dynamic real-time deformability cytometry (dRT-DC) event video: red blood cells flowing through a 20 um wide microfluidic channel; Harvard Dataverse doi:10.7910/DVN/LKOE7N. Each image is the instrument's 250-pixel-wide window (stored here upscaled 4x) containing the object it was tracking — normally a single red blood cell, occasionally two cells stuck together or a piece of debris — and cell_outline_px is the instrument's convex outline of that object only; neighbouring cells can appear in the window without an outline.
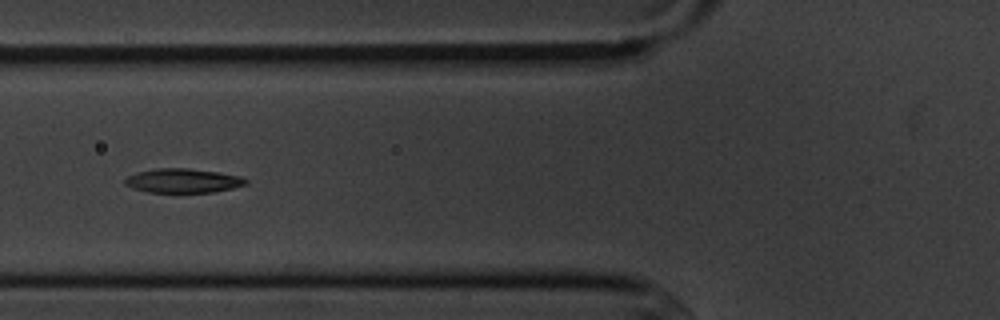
{"species": "common noctule bat (a hibernating species)", "species_latin": "Nyctalus noctula", "temperature_condition": "cold", "stored_images_in_passage": 8, "camera_frame_rate_fps": 3000, "um_per_image_px": 0.085, "animal": {"sex": "male", "body_mass_g": 20.1, "forearm_length_mm": 53.5}, "frame": {"image": 1, "passage_image": 6, "time_ms": 6.0, "image_size_px": [1000, 320], "cell_outline_px": [[248, 184], [232, 188], [212, 192], [148, 192], [132, 188], [124, 184], [124, 180], [128, 176], [136, 172], [156, 168], [188, 168], [220, 172], [240, 176], [248, 180]], "centroid_in_image_um": [15.55, 15.35], "position_along_channel_um": 110.3, "area_um2": 17.11}}
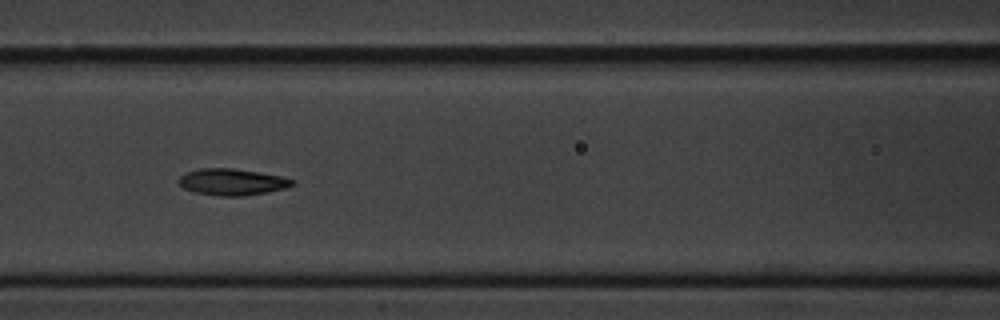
{"frame": {"image": 2, "passage_image": 7, "time_ms": 7.0, "image_size_px": [1000, 320], "cell_outline_px": [[296, 184], [284, 188], [268, 192], [244, 196], [220, 196], [192, 192], [184, 188], [176, 180], [180, 176], [188, 172], [200, 168], [236, 168], [280, 176], [296, 180]], "centroid_in_image_um": [19.73, 15.47], "position_along_channel_um": 146.9, "area_um2": 17.69}}
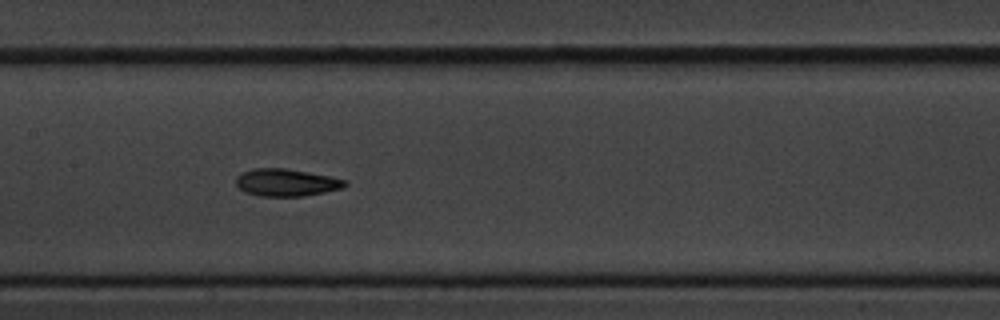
{"frame": {"image": 3, "passage_image": 8, "time_ms": 8.0, "image_size_px": [1000, 320], "cell_outline_px": [[348, 184], [344, 188], [304, 196], [260, 196], [244, 192], [236, 184], [236, 176], [252, 168], [284, 168], [308, 172], [348, 180]], "centroid_in_image_um": [24.35, 15.51], "position_along_channel_um": 183.1, "area_um2": 17.4}}